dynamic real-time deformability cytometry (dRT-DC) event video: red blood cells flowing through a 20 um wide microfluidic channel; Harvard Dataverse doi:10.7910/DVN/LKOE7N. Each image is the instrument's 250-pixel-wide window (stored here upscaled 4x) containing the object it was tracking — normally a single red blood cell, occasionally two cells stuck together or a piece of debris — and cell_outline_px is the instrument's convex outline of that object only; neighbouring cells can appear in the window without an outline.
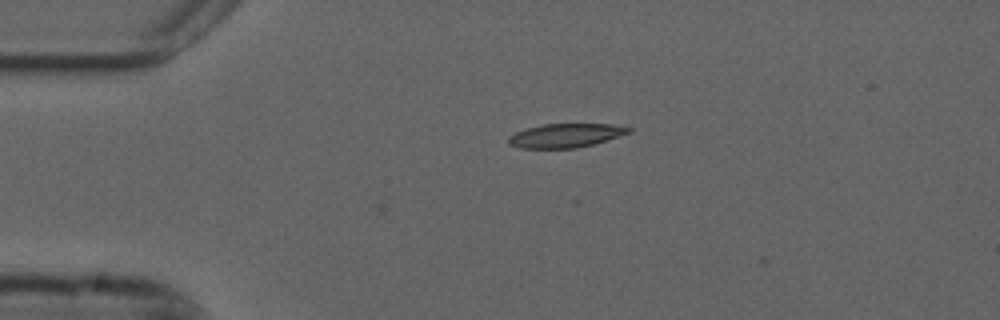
{"species": "common noctule bat (a hibernating species)", "species_latin": "Nyctalus noctula", "temperature_condition": "cold", "stored_images_in_passage": 4, "camera_frame_rate_fps": 3000, "um_per_image_px": 0.085, "animal": {"sex": "male", "forearm_length_mm": 52.5}, "frame": {"image": 1, "passage_image": 3, "time_ms": 0.667, "image_size_px": [1000, 320], "cell_outline_px": [[632, 132], [592, 144], [576, 148], [520, 148], [508, 144], [508, 136], [516, 132], [528, 128], [544, 124], [612, 124], [632, 128]], "centroid_in_image_um": [48.06, 11.52], "position_along_channel_um": 36.9, "area_um2": 16.59}}